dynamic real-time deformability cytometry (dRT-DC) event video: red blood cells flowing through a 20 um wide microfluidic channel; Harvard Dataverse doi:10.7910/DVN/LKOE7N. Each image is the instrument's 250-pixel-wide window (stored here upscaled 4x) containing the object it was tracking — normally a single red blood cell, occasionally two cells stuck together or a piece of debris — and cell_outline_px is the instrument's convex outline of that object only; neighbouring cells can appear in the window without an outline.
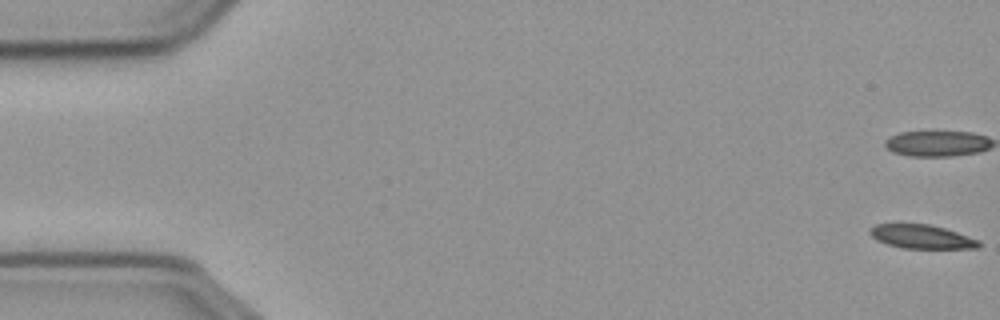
{"species": "common noctule bat (a hibernating species)", "species_latin": "Nyctalus noctula", "temperature_condition": "cold", "stored_images_in_passage": 57, "segment_of_instrument_passage": [1, 2], "camera_frame_rate_fps": 3000, "um_per_image_px": 0.085, "animal": {"sex": "male", "body_mass_g": 23.1, "forearm_length_mm": 52.7}, "frame": {"image": 1, "passage_image": 1, "time_ms": 0.0, "image_size_px": [1000, 320], "cell_outline_px": [[976, 244], [956, 248], [920, 248], [896, 244], [884, 240], [876, 236], [872, 232], [876, 228], [888, 224], [916, 224], [936, 228], [952, 232], [972, 240]], "centroid_in_image_um": [78.29, 20.11], "position_along_channel_um": 6.7, "area_um2": 12.31}}